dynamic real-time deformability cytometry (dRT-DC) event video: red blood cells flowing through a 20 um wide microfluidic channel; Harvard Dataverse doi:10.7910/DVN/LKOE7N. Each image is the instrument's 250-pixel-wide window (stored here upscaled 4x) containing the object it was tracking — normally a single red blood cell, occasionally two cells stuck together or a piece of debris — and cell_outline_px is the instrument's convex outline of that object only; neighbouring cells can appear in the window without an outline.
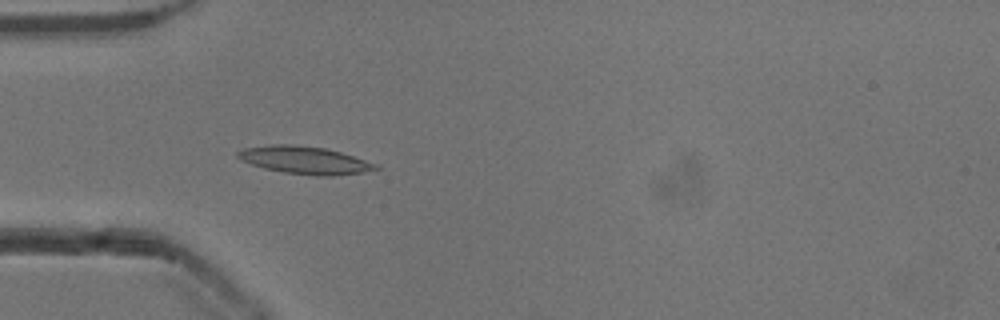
{"species": "common noctule bat (a hibernating species)", "species_latin": "Nyctalus noctula", "temperature_condition": "cold", "stored_images_in_passage": 54, "camera_frame_rate_fps": 3000, "um_per_image_px": 0.085, "animal": {"sex": "male", "body_mass_g": 13.3}, "frame": {"image": 1, "passage_image": 17, "time_ms": 5.333, "image_size_px": [1000, 320], "cell_outline_px": [[380, 168], [360, 172], [332, 176], [316, 176], [284, 172], [264, 168], [240, 160], [236, 156], [236, 152], [244, 148], [272, 144], [292, 144], [324, 148], [340, 152], [380, 164]], "centroid_in_image_um": [25.89, 13.61], "position_along_channel_um": 59.1, "area_um2": 22.14}}
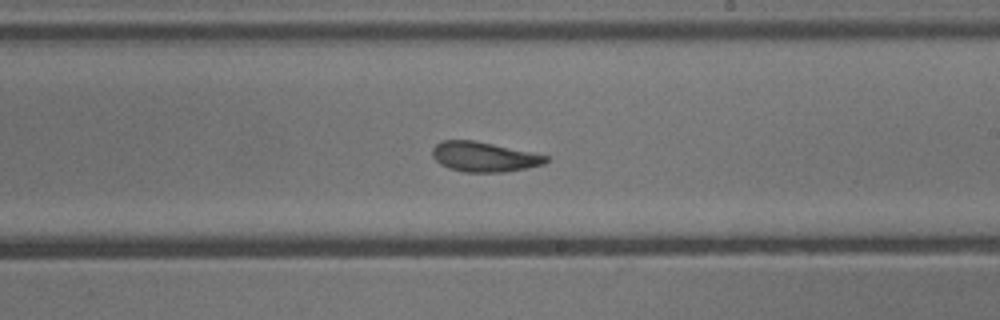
{"frame": {"image": 2, "passage_image": 32, "time_ms": 10.333, "image_size_px": [1000, 320], "cell_outline_px": [[548, 160], [544, 164], [504, 172], [464, 172], [448, 168], [440, 164], [432, 156], [432, 148], [436, 144], [444, 140], [472, 140], [532, 152], [548, 156]], "centroid_in_image_um": [41.11, 13.33], "position_along_channel_um": 247.9, "area_um2": 19.59}}
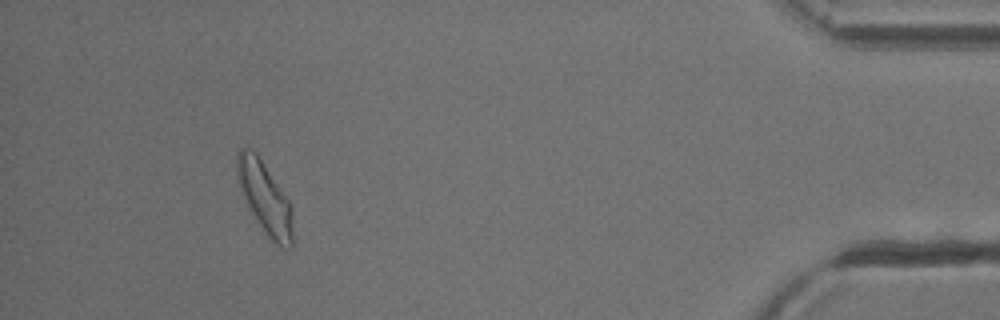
{"frame": {"image": 3, "passage_image": 50, "time_ms": 16.333, "image_size_px": [1000, 320], "cell_outline_px": [[292, 248], [288, 248], [276, 244], [268, 236], [248, 208], [236, 172], [236, 152], [240, 148], [252, 148], [256, 152], [288, 200], [292, 208]], "centroid_in_image_um": [22.5, 16.78], "position_along_channel_um": 412.7, "area_um2": 22.83}, "authors_computed_cell_mechanics": {"area_um2": 20.5479, "velocity_mm_per_s": 3.8374, "shape_relaxation_time_tau1_ms": 5.159, "shape_relaxation_time_tau2_ms": 2.4949, "deformation_change_tau1": 0.167, "deformation_change_tau2": 0.0962}}